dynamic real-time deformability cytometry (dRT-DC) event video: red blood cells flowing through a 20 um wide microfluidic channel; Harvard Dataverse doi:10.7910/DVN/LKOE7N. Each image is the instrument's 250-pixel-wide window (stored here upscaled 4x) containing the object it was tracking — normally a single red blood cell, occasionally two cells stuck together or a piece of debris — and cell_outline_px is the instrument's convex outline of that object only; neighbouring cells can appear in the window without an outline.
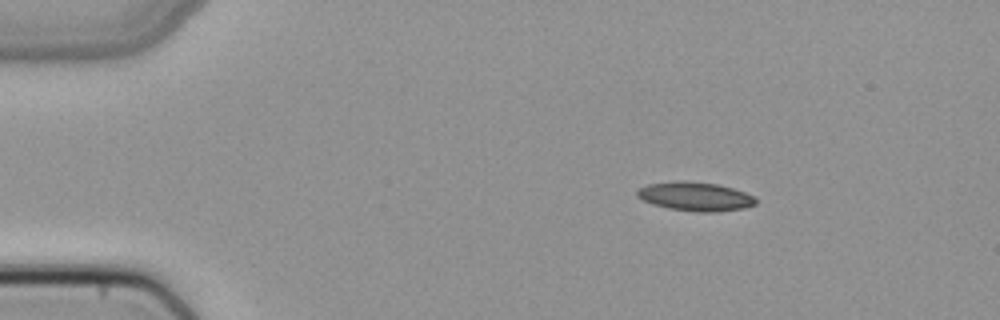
{"species": "common noctule bat (a hibernating species)", "species_latin": "Nyctalus noctula", "temperature_condition": "cold", "stored_images_in_passage": 43, "camera_frame_rate_fps": 3000, "um_per_image_px": 0.085, "animal": {"sex": "female", "body_mass_g": 22.7, "forearm_length_mm": 54.2}, "frame": {"image": 1, "passage_image": 1, "time_ms": 0.0, "image_size_px": [1000, 320], "cell_outline_px": [[756, 204], [744, 208], [716, 212], [700, 212], [668, 208], [652, 204], [636, 196], [636, 192], [640, 188], [648, 184], [680, 180], [684, 180], [720, 184], [756, 196]], "centroid_in_image_um": [59.12, 16.69], "position_along_channel_um": 25.9, "area_um2": 20.06}}
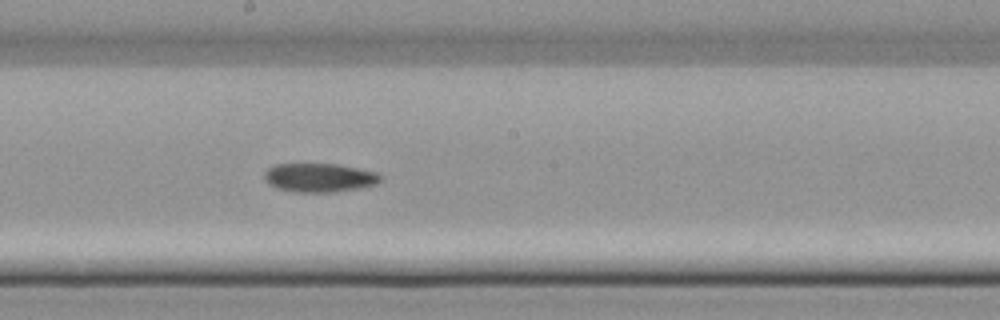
{"frame": {"image": 2, "passage_image": 21, "time_ms": 6.667, "image_size_px": [1000, 320], "cell_outline_px": [[380, 180], [376, 184], [360, 188], [332, 192], [292, 192], [276, 188], [268, 184], [264, 180], [264, 172], [272, 164], [336, 164], [376, 172], [380, 176]], "centroid_in_image_um": [27.08, 15.1], "position_along_channel_um": 221.1, "area_um2": 19.54}}
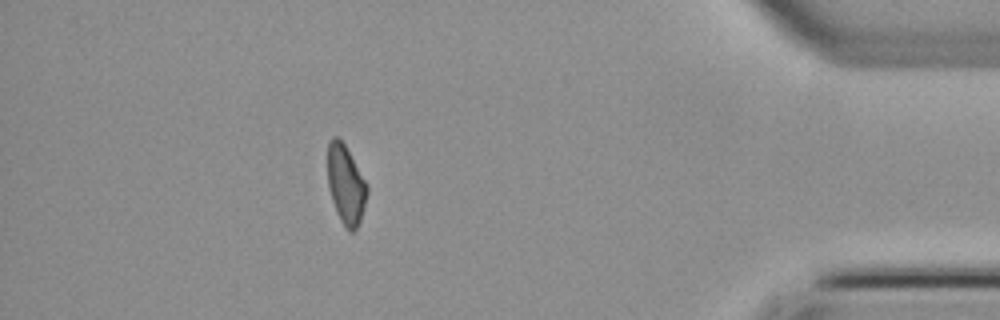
{"frame": {"image": 3, "passage_image": 38, "time_ms": 12.333, "image_size_px": [1000, 320], "cell_outline_px": [[368, 192], [360, 220], [356, 228], [352, 232], [348, 232], [344, 228], [336, 212], [328, 188], [328, 140], [332, 136], [336, 136], [344, 144], [368, 184]], "centroid_in_image_um": [29.39, 15.71], "position_along_channel_um": 405.8, "area_um2": 18.21}}